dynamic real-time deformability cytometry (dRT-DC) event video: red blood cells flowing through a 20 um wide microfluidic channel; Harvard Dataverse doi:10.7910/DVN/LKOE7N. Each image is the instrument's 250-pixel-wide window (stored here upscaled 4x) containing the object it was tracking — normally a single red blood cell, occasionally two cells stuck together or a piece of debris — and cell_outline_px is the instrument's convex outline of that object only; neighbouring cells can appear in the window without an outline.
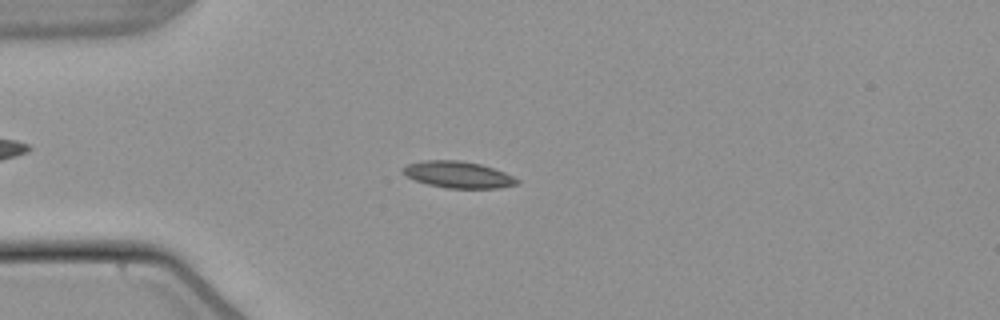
{"species": "common noctule bat (a hibernating species)", "species_latin": "Nyctalus noctula", "temperature_condition": "warm", "stored_images_in_passage": 53, "camera_frame_rate_fps": 3000, "um_per_image_px": 0.085, "animal": {"sex": "male", "body_mass_g": 21.5, "forearm_length_mm": 52.0}, "frame": {"image": 1, "passage_image": 14, "time_ms": 4.333, "image_size_px": [1000, 320], "cell_outline_px": [[520, 180], [516, 184], [500, 188], [448, 188], [428, 184], [416, 180], [408, 176], [404, 172], [404, 168], [408, 164], [424, 160], [460, 160], [480, 164], [504, 172]], "centroid_in_image_um": [38.97, 14.84], "position_along_channel_um": 46.0, "area_um2": 17.34}}
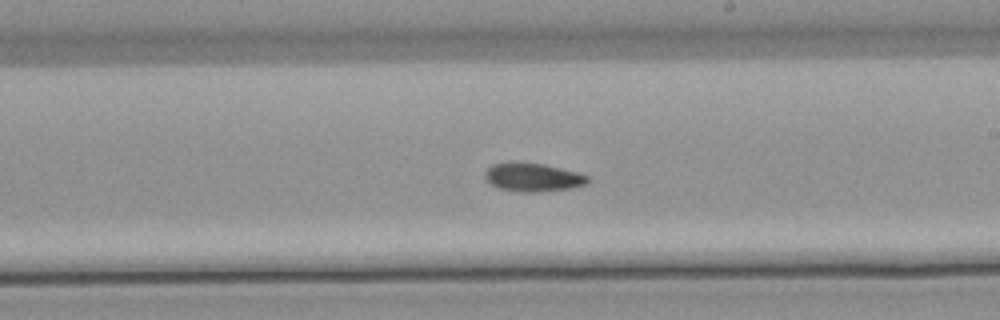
{"frame": {"image": 2, "passage_image": 31, "time_ms": 10.0, "image_size_px": [1000, 320], "cell_outline_px": [[588, 184], [572, 188], [540, 192], [516, 192], [500, 188], [492, 184], [484, 176], [484, 172], [492, 164], [540, 164], [560, 168], [576, 172], [588, 176]], "centroid_in_image_um": [45.33, 15.11], "position_along_channel_um": 243.7, "area_um2": 16.53}}
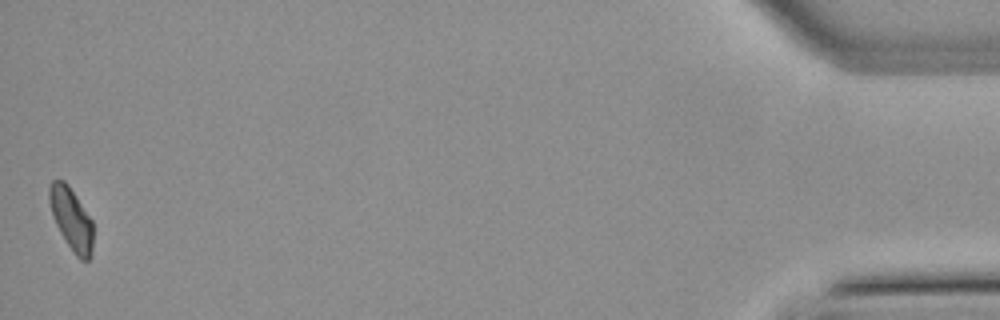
{"frame": {"image": 3, "passage_image": 53, "time_ms": 17.333, "image_size_px": [1000, 320], "cell_outline_px": [[92, 256], [88, 260], [80, 260], [76, 256], [60, 232], [52, 216], [48, 200], [48, 188], [52, 180], [64, 180], [68, 184], [92, 220]], "centroid_in_image_um": [6.04, 18.6], "position_along_channel_um": 429.2, "area_um2": 15.9}, "authors_computed_cell_mechanics": {"area_um2": 16.5886, "velocity_mm_per_s": 3.8238, "shape_relaxation_time_tau1_ms": null, "shape_relaxation_time_tau2_ms": 6.6349, "deformation_change_tau1": null, "deformation_change_tau2": 0.1015}}